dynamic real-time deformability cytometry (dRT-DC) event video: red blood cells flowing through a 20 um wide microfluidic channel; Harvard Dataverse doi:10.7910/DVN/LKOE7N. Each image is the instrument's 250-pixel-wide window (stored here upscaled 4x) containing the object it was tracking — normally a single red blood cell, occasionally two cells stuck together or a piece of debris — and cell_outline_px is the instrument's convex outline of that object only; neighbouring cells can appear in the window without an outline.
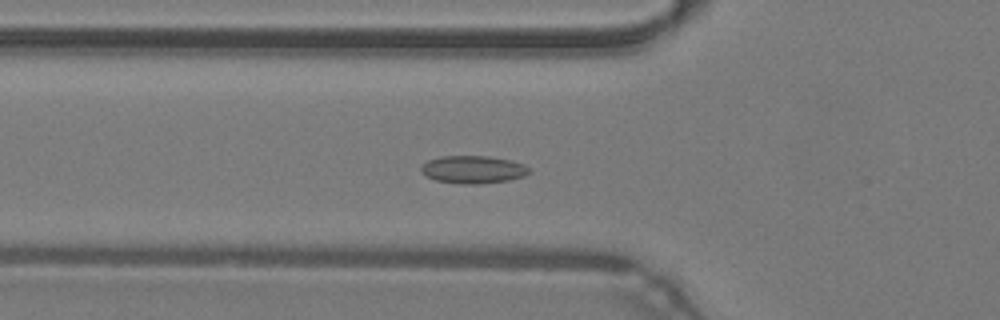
{"species": "common noctule bat (a hibernating species)", "species_latin": "Nyctalus noctula", "temperature_condition": "warm", "stored_images_in_passage": 46, "camera_frame_rate_fps": 3000, "um_per_image_px": 0.085, "animal": {"sex": "male", "body_mass_g": 19.2, "forearm_length_mm": 51.8}, "frame": {"image": 1, "passage_image": 15, "time_ms": 4.667, "image_size_px": [1000, 320], "cell_outline_px": [[532, 172], [524, 176], [508, 180], [480, 184], [460, 184], [436, 180], [424, 176], [420, 172], [420, 168], [428, 160], [440, 156], [488, 156], [512, 160], [524, 164]], "centroid_in_image_um": [40.2, 14.41], "position_along_channel_um": 85.6, "area_um2": 17.63}}
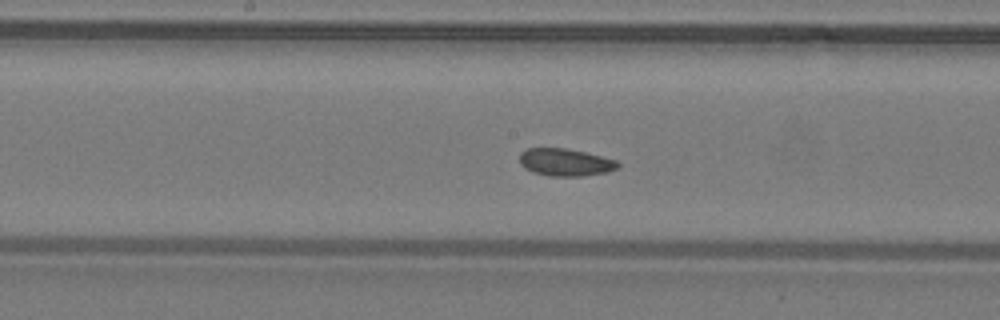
{"frame": {"image": 2, "passage_image": 23, "time_ms": 7.333, "image_size_px": [1000, 320], "cell_outline_px": [[620, 164], [616, 168], [608, 172], [584, 176], [548, 176], [532, 172], [524, 168], [520, 164], [520, 152], [528, 148], [564, 148], [584, 152], [616, 160]], "centroid_in_image_um": [48.02, 13.8], "position_along_channel_um": 200.2, "area_um2": 15.72}}
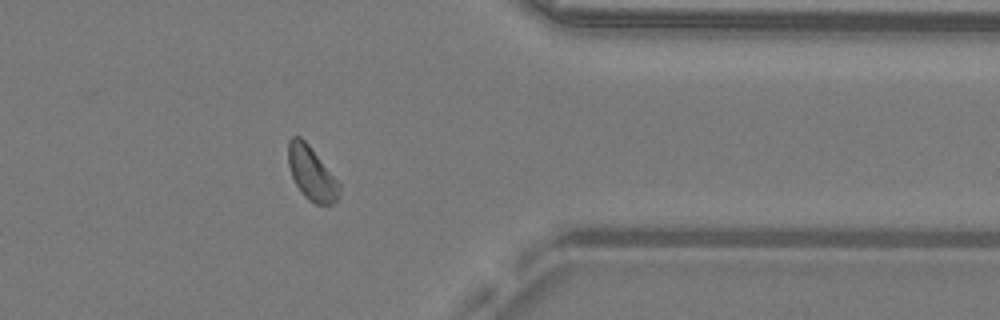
{"frame": {"image": 3, "passage_image": 37, "time_ms": 12.0, "image_size_px": [1000, 320], "cell_outline_px": [[340, 192], [336, 200], [332, 204], [316, 204], [308, 200], [304, 196], [296, 184], [292, 176], [288, 164], [288, 140], [292, 136], [300, 136], [308, 144], [340, 184]], "centroid_in_image_um": [26.47, 14.73], "position_along_channel_um": 384.9, "area_um2": 15.72}, "authors_computed_cell_mechanics": {"area_um2": 16.1262, "velocity_mm_per_s": 4.2706, "shape_relaxation_time_tau1_ms": null, "shape_relaxation_time_tau2_ms": 3.0325, "deformation_change_tau1": null, "deformation_change_tau2": 0.0725}}